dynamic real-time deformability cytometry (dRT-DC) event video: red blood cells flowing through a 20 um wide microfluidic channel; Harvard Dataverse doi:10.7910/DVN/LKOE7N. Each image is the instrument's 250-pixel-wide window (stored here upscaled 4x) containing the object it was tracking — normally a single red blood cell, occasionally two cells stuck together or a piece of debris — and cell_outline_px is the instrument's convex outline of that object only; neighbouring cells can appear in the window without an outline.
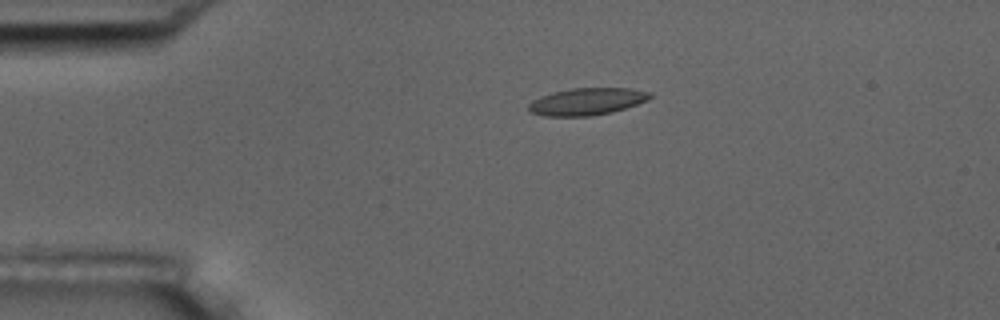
{"species": "common noctule bat (a hibernating species)", "species_latin": "Nyctalus noctula", "temperature_condition": "room temperature", "stored_images_in_passage": 3, "camera_frame_rate_fps": 3000, "um_per_image_px": 0.085, "animal": {"sex": "male", "body_mass_g": 17.5, "forearm_length_mm": 52.3}, "frame": {"image": 1, "passage_image": 2, "time_ms": 0.333, "image_size_px": [1000, 320], "cell_outline_px": [[652, 96], [648, 100], [612, 112], [592, 116], [544, 116], [528, 112], [528, 104], [532, 100], [540, 96], [552, 92], [572, 88], [628, 88], [652, 92]], "centroid_in_image_um": [49.86, 8.63], "position_along_channel_um": 35.1, "area_um2": 19.31}}